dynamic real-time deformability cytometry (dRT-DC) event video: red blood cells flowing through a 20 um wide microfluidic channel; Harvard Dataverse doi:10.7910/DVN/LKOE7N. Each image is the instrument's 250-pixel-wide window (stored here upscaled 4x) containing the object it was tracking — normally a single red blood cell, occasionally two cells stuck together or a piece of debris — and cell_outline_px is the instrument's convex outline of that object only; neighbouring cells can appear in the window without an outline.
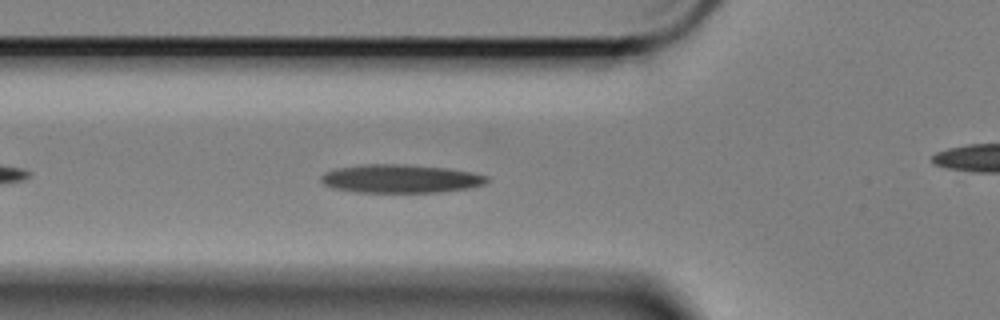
{"species": "Egyptian fruit bat (a non-hibernating species)", "species_latin": "Rousettus aegyptiacus", "temperature_condition": "cold", "stored_images_in_passage": 46, "camera_frame_rate_fps": 3000, "um_per_image_px": 0.085, "animal": {"sex": "female"}, "frame": {"image": 1, "passage_image": 7, "time_ms": 2.0, "image_size_px": [1000, 320], "cell_outline_px": [[488, 180], [484, 184], [468, 188], [440, 192], [356, 192], [332, 188], [324, 184], [320, 180], [320, 176], [324, 172], [336, 168], [364, 164], [404, 164], [448, 168], [472, 172], [488, 176]], "centroid_in_image_um": [34.02, 15.18], "position_along_channel_um": 91.8, "area_um2": 27.57}}
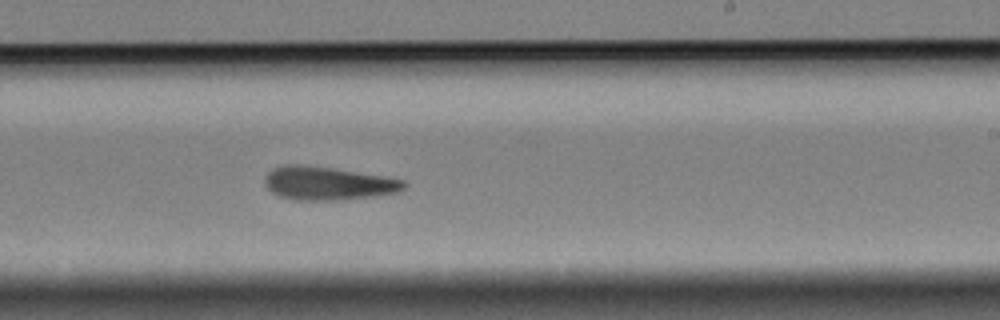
{"frame": {"image": 2, "passage_image": 22, "time_ms": 7.0, "image_size_px": [1000, 320], "cell_outline_px": [[408, 184], [404, 188], [396, 192], [376, 196], [340, 200], [292, 200], [276, 196], [264, 184], [264, 176], [272, 168], [288, 164], [300, 164], [332, 168], [384, 176], [404, 180]], "centroid_in_image_um": [27.83, 15.59], "position_along_channel_um": 261.2, "area_um2": 27.28}}
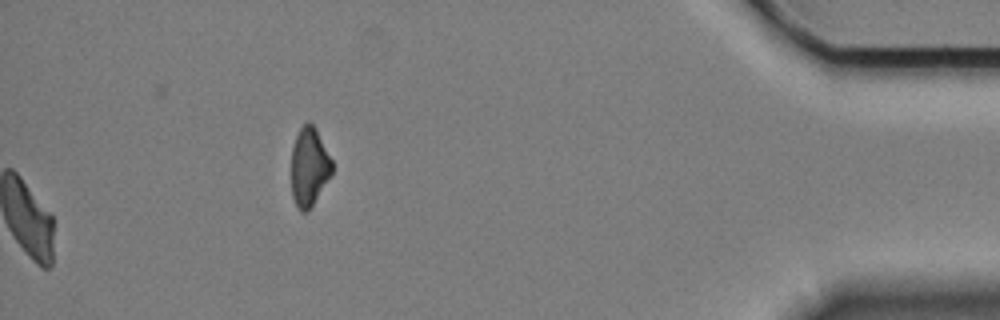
{"frame": {"image": 3, "passage_image": 46, "time_ms": 15.0, "image_size_px": [1000, 320], "cell_outline_px": [[332, 172], [308, 212], [300, 212], [292, 196], [292, 148], [296, 136], [300, 128], [308, 120], [316, 128], [332, 160]], "centroid_in_image_um": [26.27, 14.17], "position_along_channel_um": 408.9, "area_um2": 18.44}, "authors_computed_cell_mechanics": {"area_um2": 26.3568, "velocity_mm_per_s": 3.3834, "shape_relaxation_time_tau1_ms": 7.3599, "shape_relaxation_time_tau2_ms": 7.8153, "deformation_change_tau1": 0.1769, "deformation_change_tau2": 0.1726}}